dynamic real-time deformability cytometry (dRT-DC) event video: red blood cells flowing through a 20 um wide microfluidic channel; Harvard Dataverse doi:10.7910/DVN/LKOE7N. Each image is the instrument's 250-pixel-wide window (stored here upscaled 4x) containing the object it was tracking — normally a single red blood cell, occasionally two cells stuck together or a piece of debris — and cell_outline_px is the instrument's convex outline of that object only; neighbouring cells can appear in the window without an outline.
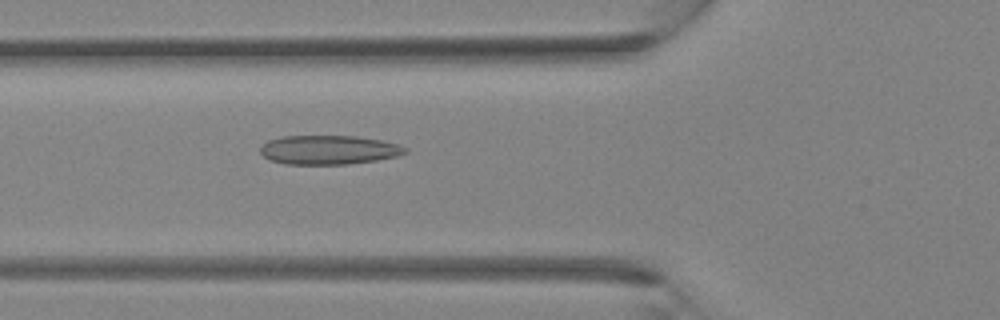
{"species": "Egyptian fruit bat (a non-hibernating species)", "species_latin": "Rousettus aegyptiacus", "temperature_condition": "room temperature", "stored_images_in_passage": 34, "camera_frame_rate_fps": 3000, "um_per_image_px": 0.085, "animal": {"sex": "female"}, "frame": {"image": 1, "passage_image": 10, "time_ms": 3.0, "image_size_px": [1000, 320], "cell_outline_px": [[408, 152], [396, 156], [376, 160], [348, 164], [284, 164], [268, 160], [260, 152], [260, 144], [268, 140], [284, 136], [356, 136], [380, 140], [400, 144], [408, 148]], "centroid_in_image_um": [27.92, 12.74], "position_along_channel_um": 97.9, "area_um2": 24.74}}
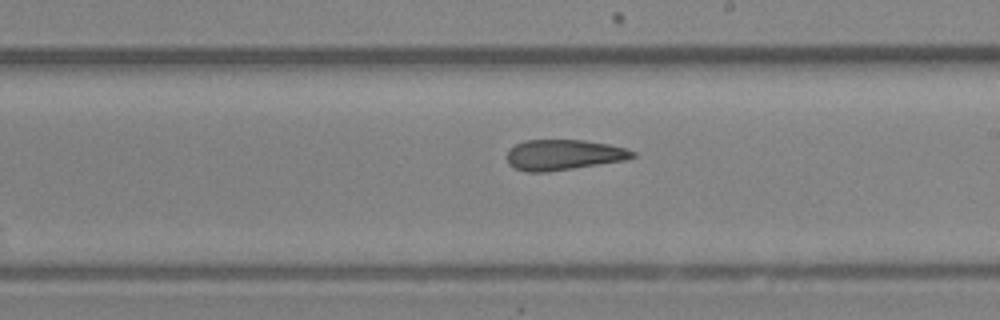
{"frame": {"image": 2, "passage_image": 18, "time_ms": 5.667, "image_size_px": [1000, 320], "cell_outline_px": [[636, 156], [624, 160], [548, 172], [524, 172], [508, 164], [508, 148], [524, 140], [584, 140], [608, 144], [624, 148], [636, 152]], "centroid_in_image_um": [47.87, 13.16], "position_along_channel_um": 241.1, "area_um2": 22.25}}
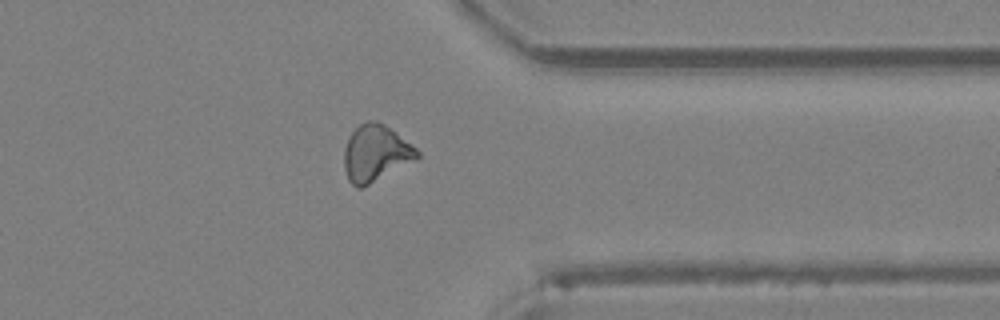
{"frame": {"image": 3, "passage_image": 26, "time_ms": 8.333, "image_size_px": [1000, 320], "cell_outline_px": [[420, 156], [416, 160], [360, 188], [356, 188], [348, 180], [344, 168], [344, 148], [352, 132], [360, 124], [368, 120], [376, 120], [384, 124], [416, 148], [420, 152]], "centroid_in_image_um": [31.92, 13.02], "position_along_channel_um": 379.5, "area_um2": 23.76}}